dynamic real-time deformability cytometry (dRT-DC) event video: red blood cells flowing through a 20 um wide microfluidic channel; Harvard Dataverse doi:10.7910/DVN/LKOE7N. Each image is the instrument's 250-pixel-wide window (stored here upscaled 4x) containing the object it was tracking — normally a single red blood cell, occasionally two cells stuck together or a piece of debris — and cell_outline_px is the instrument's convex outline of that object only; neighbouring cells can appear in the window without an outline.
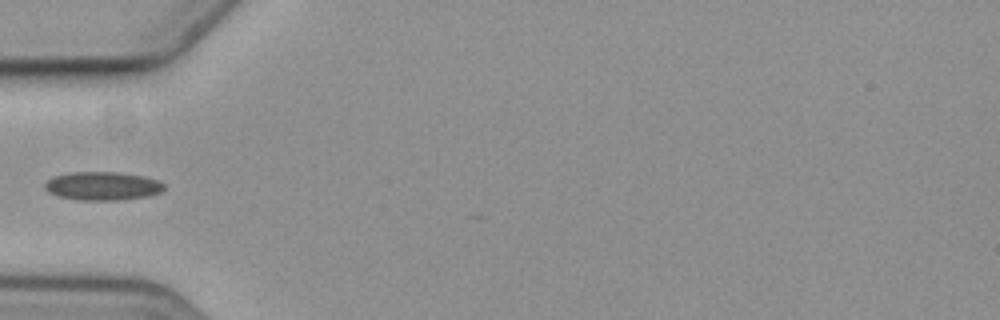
{"species": "common noctule bat (a hibernating species)", "species_latin": "Nyctalus noctula", "temperature_condition": "cold", "stored_images_in_passage": 3, "camera_frame_rate_fps": 3000, "um_per_image_px": 0.085, "animal": {"sex": "female", "body_mass_g": 19.3, "forearm_length_mm": 54.1}, "frame": {"image": 1, "passage_image": 3, "time_ms": 3.0, "image_size_px": [1000, 320], "cell_outline_px": [[164, 192], [148, 196], [120, 200], [76, 200], [56, 196], [48, 192], [44, 188], [44, 184], [52, 176], [72, 172], [116, 172], [144, 176], [160, 180], [164, 184]], "centroid_in_image_um": [8.72, 15.81], "position_along_channel_um": 76.3, "area_um2": 20.11}}